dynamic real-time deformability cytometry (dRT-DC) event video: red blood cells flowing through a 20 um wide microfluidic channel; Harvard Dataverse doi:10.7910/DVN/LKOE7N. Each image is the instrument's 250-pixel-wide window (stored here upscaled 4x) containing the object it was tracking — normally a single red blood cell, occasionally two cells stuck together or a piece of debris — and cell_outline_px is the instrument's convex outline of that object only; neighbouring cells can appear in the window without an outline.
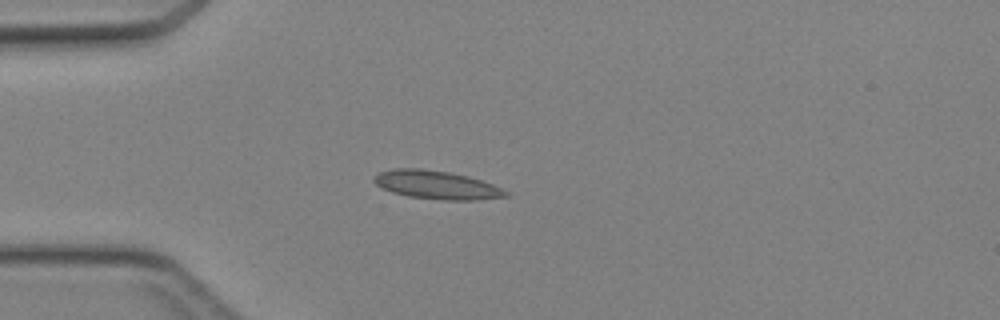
{"species": "Egyptian fruit bat (a non-hibernating species)", "species_latin": "Rousettus aegyptiacus", "temperature_condition": "cold", "stored_images_in_passage": 39, "camera_frame_rate_fps": 3000, "um_per_image_px": 0.085, "animal": {"sex": "female"}, "frame": {"image": 1, "passage_image": 9, "time_ms": 2.667, "image_size_px": [1000, 320], "cell_outline_px": [[512, 196], [476, 200], [444, 200], [408, 196], [392, 192], [376, 184], [372, 180], [380, 172], [392, 168], [424, 168], [448, 172], [468, 176], [492, 184], [508, 192]], "centroid_in_image_um": [37.13, 15.71], "position_along_channel_um": 47.9, "area_um2": 21.73}}
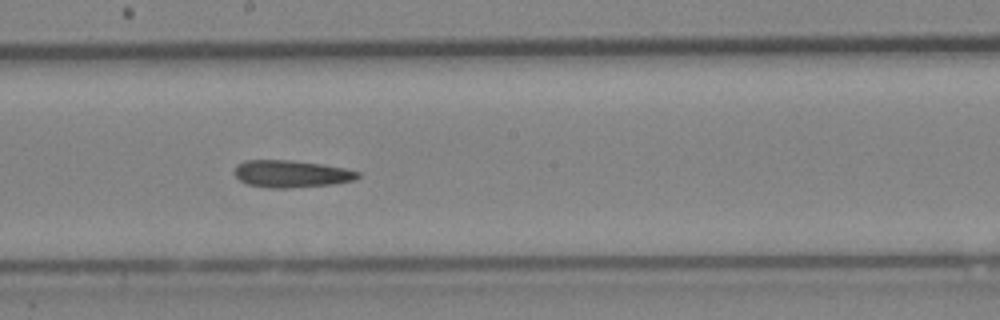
{"frame": {"image": 2, "passage_image": 22, "time_ms": 7.0, "image_size_px": [1000, 320], "cell_outline_px": [[360, 176], [356, 180], [332, 184], [288, 188], [268, 188], [248, 184], [240, 180], [236, 176], [236, 164], [244, 160], [292, 160], [320, 164], [344, 168], [360, 172]], "centroid_in_image_um": [24.77, 14.77], "position_along_channel_um": 223.4, "area_um2": 19.48}}
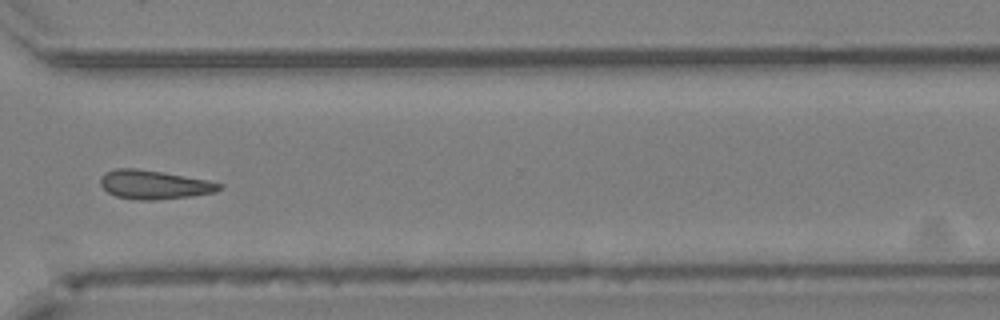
{"frame": {"image": 3, "passage_image": 31, "time_ms": 10.0, "image_size_px": [1000, 320], "cell_outline_px": [[224, 188], [212, 192], [192, 196], [152, 200], [136, 200], [116, 196], [108, 192], [100, 184], [100, 176], [104, 172], [116, 168], [136, 168], [208, 180], [224, 184]], "centroid_in_image_um": [13.08, 15.69], "position_along_channel_um": 357.5, "area_um2": 19.94}}